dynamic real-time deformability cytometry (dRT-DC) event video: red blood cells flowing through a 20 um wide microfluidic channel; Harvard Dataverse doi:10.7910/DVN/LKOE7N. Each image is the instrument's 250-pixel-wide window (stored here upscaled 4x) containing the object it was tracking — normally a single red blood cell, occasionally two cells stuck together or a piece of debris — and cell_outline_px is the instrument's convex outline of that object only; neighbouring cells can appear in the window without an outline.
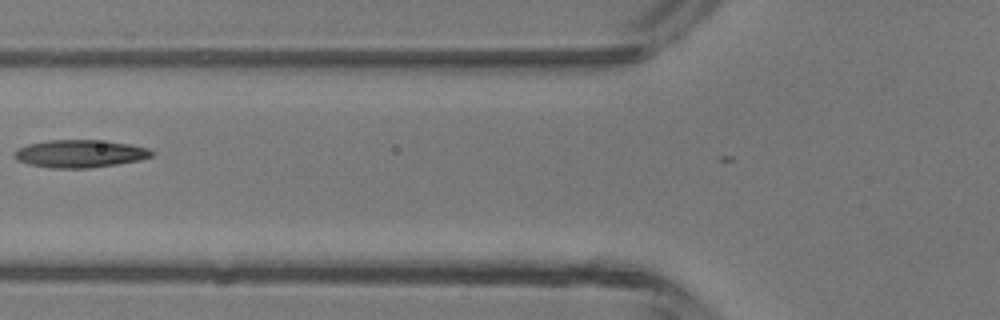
{"species": "common noctule bat (a hibernating species)", "species_latin": "Nyctalus noctula", "temperature_condition": "room temperature", "stored_images_in_passage": 5, "camera_frame_rate_fps": 3000, "um_per_image_px": 0.085, "animal": {"sex": "male", "body_mass_g": 13.3}, "frame": {"image": 1, "passage_image": 5, "time_ms": 1.333, "image_size_px": [1000, 320], "cell_outline_px": [[156, 152], [152, 156], [140, 160], [116, 164], [88, 168], [48, 168], [28, 164], [16, 160], [12, 156], [20, 148], [28, 144], [48, 140], [96, 140], [128, 144], [148, 148]], "centroid_in_image_um": [6.79, 13.07], "position_along_channel_um": 119.0, "area_um2": 22.08}}